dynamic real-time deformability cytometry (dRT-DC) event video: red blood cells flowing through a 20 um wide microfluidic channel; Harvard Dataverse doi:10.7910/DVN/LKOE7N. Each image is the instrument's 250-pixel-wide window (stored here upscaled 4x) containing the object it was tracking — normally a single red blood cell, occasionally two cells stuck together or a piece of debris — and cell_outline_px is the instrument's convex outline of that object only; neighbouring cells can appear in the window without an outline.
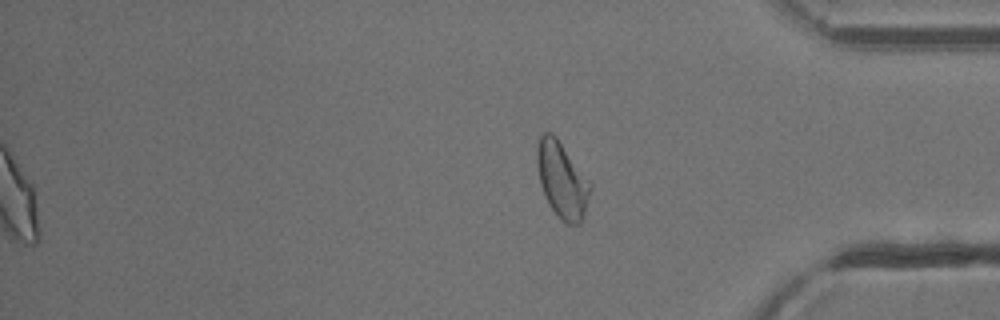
{"species": "common noctule bat (a hibernating species)", "species_latin": "Nyctalus noctula", "temperature_condition": "cold", "stored_images_in_passage": 53, "segment_of_instrument_passage": [2, 2], "camera_frame_rate_fps": 3000, "um_per_image_px": 0.085, "animal": {"sex": "male", "body_mass_g": 13.3}, "frame": {"image": 1, "passage_image": 53, "time_ms": 17.333, "image_size_px": [1000, 320], "cell_outline_px": [[592, 188], [584, 216], [580, 224], [568, 224], [560, 220], [556, 216], [548, 204], [540, 184], [536, 164], [536, 148], [540, 136], [544, 132], [552, 132], [556, 136], [592, 184]], "centroid_in_image_um": [47.76, 15.31], "position_along_channel_um": 387.4, "area_um2": 23.87}}